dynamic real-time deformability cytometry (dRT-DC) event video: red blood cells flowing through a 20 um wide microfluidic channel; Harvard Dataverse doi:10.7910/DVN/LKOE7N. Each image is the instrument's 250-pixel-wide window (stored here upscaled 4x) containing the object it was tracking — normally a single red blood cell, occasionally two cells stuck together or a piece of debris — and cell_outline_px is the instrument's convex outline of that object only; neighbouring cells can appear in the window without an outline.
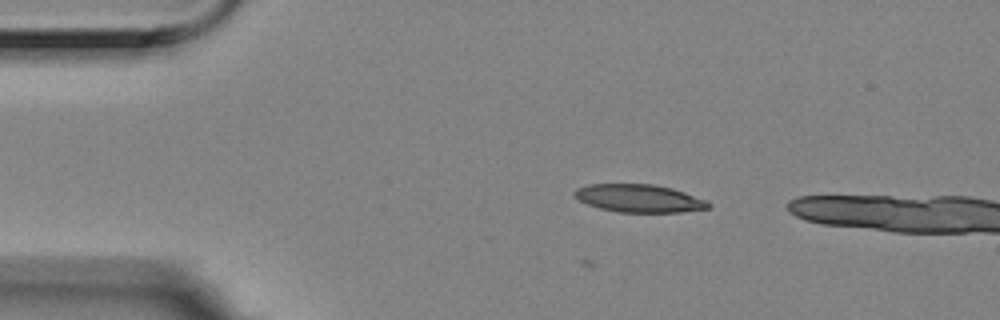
{"species": "Egyptian fruit bat (a non-hibernating species)", "species_latin": "Rousettus aegyptiacus", "temperature_condition": "room temperature", "stored_images_in_passage": 4, "camera_frame_rate_fps": 3000, "um_per_image_px": 0.085, "animal": {"sex": "female"}, "frame": {"image": 1, "passage_image": 2, "time_ms": 0.333, "image_size_px": [1000, 320], "cell_outline_px": [[712, 208], [680, 212], [620, 212], [600, 208], [588, 204], [580, 200], [572, 192], [576, 188], [588, 184], [652, 184], [672, 188], [708, 200], [712, 204]], "centroid_in_image_um": [54.37, 16.86], "position_along_channel_um": 30.6, "area_um2": 21.79}}